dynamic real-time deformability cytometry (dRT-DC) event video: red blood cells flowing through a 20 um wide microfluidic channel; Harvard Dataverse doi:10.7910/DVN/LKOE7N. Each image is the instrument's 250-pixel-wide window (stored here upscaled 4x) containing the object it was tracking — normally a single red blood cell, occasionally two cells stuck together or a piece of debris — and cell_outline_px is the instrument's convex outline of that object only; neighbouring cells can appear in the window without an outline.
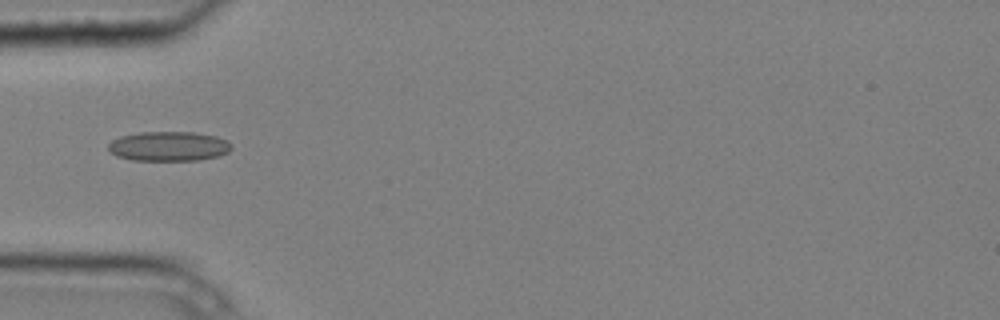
{"species": "common noctule bat (a hibernating species)", "species_latin": "Nyctalus noctula", "temperature_condition": "cold", "stored_images_in_passage": 2, "camera_frame_rate_fps": 3000, "um_per_image_px": 0.085, "animal": {"sex": "male", "body_mass_g": 20.4}, "frame": {"image": 1, "passage_image": 1, "time_ms": 0.0, "image_size_px": [1000, 320], "cell_outline_px": [[232, 148], [228, 152], [220, 156], [200, 160], [132, 160], [116, 156], [108, 148], [108, 144], [112, 140], [120, 136], [140, 132], [192, 132], [216, 136], [228, 140], [232, 144]], "centroid_in_image_um": [14.37, 12.43], "position_along_channel_um": 70.6, "area_um2": 21.39}}
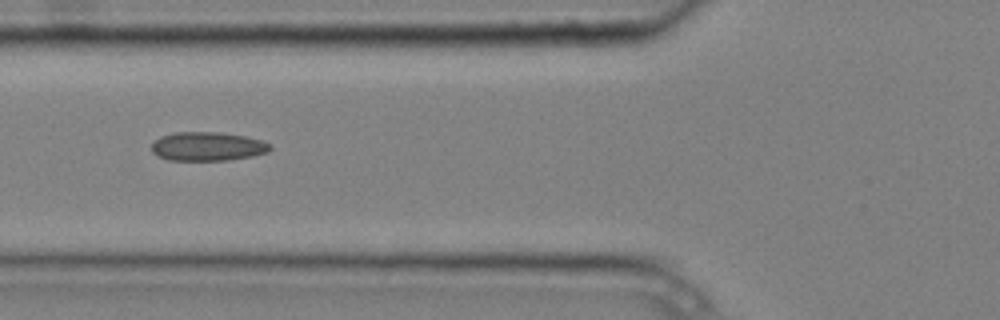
{"frame": {"image": 2, "passage_image": 2, "time_ms": 0.333, "image_size_px": [1000, 320], "cell_outline_px": [[272, 148], [268, 152], [252, 156], [228, 160], [168, 160], [156, 156], [152, 152], [152, 144], [160, 136], [172, 132], [220, 132], [244, 136], [260, 140], [268, 144]], "centroid_in_image_um": [17.6, 12.44], "position_along_channel_um": 108.2, "area_um2": 19.94}}